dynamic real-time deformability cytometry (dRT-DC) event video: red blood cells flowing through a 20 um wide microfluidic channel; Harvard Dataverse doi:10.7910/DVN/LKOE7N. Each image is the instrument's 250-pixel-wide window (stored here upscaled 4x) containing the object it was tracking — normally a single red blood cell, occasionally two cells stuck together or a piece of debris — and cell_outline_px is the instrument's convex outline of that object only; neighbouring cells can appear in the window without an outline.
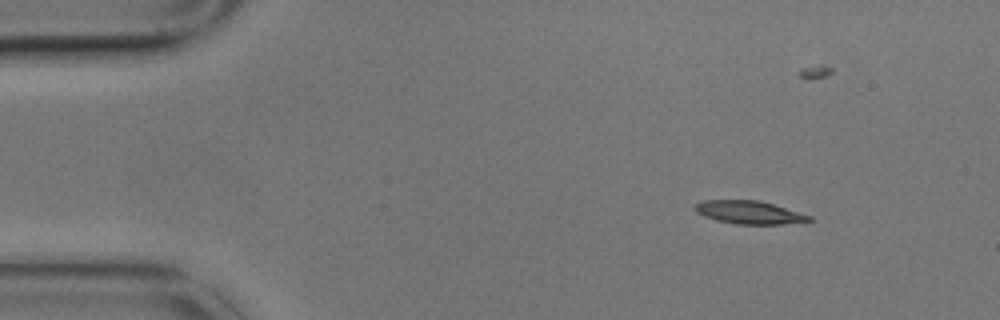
{"species": "common noctule bat (a hibernating species)", "species_latin": "Nyctalus noctula", "temperature_condition": "cold", "stored_images_in_passage": 4, "camera_frame_rate_fps": 3000, "um_per_image_px": 0.085, "animal": {"sex": "male", "body_mass_g": 17.9}, "frame": {"image": 1, "passage_image": 1, "time_ms": 0.0, "image_size_px": [1000, 320], "cell_outline_px": [[812, 220], [804, 224], [736, 224], [716, 220], [704, 216], [696, 212], [692, 208], [696, 204], [704, 200], [756, 200], [772, 204], [812, 216]], "centroid_in_image_um": [63.72, 18.07], "position_along_channel_um": 21.3, "area_um2": 15.49}}
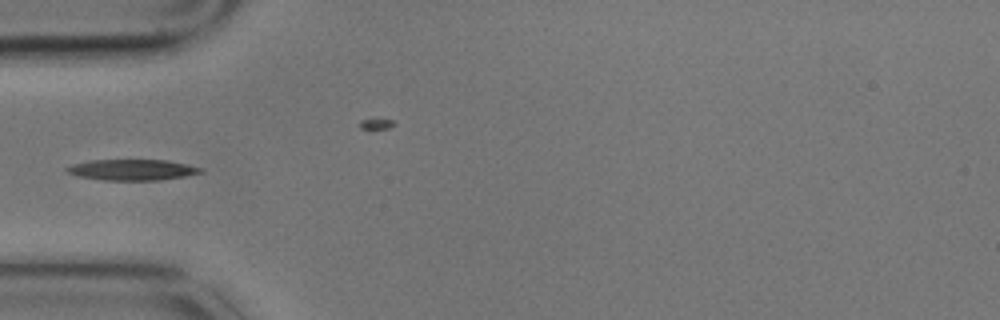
{"frame": {"image": 2, "passage_image": 4, "time_ms": 1.0, "image_size_px": [1000, 320], "cell_outline_px": [[204, 172], [184, 176], [160, 180], [100, 180], [76, 176], [64, 172], [64, 168], [72, 164], [88, 160], [168, 160], [204, 168]], "centroid_in_image_um": [11.18, 14.43], "position_along_channel_um": 73.8, "area_um2": 16.53}}